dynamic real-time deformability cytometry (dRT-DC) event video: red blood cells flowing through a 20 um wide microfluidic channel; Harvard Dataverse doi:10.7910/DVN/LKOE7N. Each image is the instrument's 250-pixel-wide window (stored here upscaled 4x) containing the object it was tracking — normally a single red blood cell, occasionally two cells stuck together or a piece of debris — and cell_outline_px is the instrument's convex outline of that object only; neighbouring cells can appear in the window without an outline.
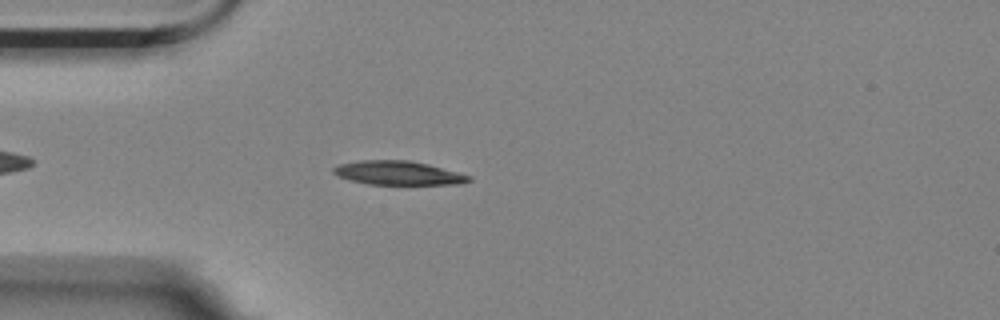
{"species": "Egyptian fruit bat (a non-hibernating species)", "species_latin": "Rousettus aegyptiacus", "temperature_condition": "room temperature", "stored_images_in_passage": 48, "camera_frame_rate_fps": 3000, "um_per_image_px": 0.085, "animal": {"sex": "female"}, "frame": {"image": 1, "passage_image": 7, "time_ms": 2.0, "image_size_px": [1000, 320], "cell_outline_px": [[472, 180], [464, 184], [368, 184], [348, 180], [336, 176], [332, 172], [332, 168], [340, 164], [360, 160], [408, 160], [428, 164], [472, 176]], "centroid_in_image_um": [33.83, 14.7], "position_along_channel_um": 51.2, "area_um2": 18.96}}
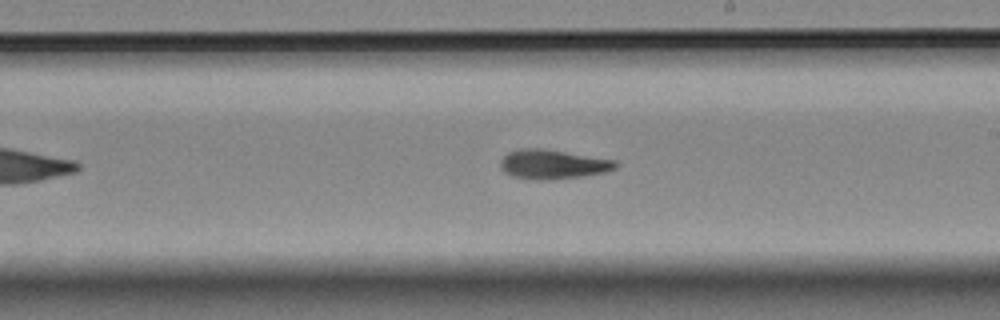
{"frame": {"image": 2, "passage_image": 24, "time_ms": 7.667, "image_size_px": [1000, 320], "cell_outline_px": [[620, 164], [616, 168], [604, 172], [580, 176], [544, 180], [540, 180], [512, 176], [504, 172], [500, 168], [500, 160], [508, 152], [520, 148], [540, 148], [616, 160]], "centroid_in_image_um": [46.97, 13.95], "position_along_channel_um": 242.0, "area_um2": 19.54}}
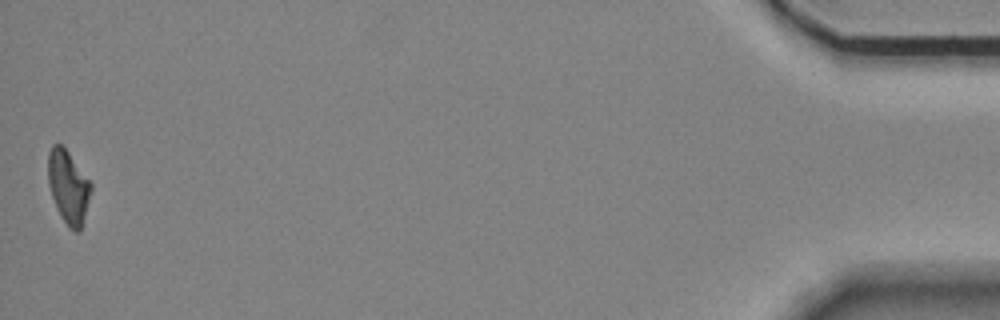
{"frame": {"image": 3, "passage_image": 48, "time_ms": 15.667, "image_size_px": [1000, 320], "cell_outline_px": [[92, 188], [80, 232], [76, 232], [68, 228], [60, 216], [56, 208], [48, 184], [48, 152], [52, 144], [60, 144], [68, 152], [92, 184]], "centroid_in_image_um": [5.79, 15.91], "position_along_channel_um": 429.4, "area_um2": 18.21}, "authors_computed_cell_mechanics": {"area_um2": 18.785, "velocity_mm_per_s": 3.5105, "shape_relaxation_time_tau1_ms": 6.9825, "shape_relaxation_time_tau2_ms": 7.9088, "deformation_change_tau1": 0.1997, "deformation_change_tau2": 0.1667}}